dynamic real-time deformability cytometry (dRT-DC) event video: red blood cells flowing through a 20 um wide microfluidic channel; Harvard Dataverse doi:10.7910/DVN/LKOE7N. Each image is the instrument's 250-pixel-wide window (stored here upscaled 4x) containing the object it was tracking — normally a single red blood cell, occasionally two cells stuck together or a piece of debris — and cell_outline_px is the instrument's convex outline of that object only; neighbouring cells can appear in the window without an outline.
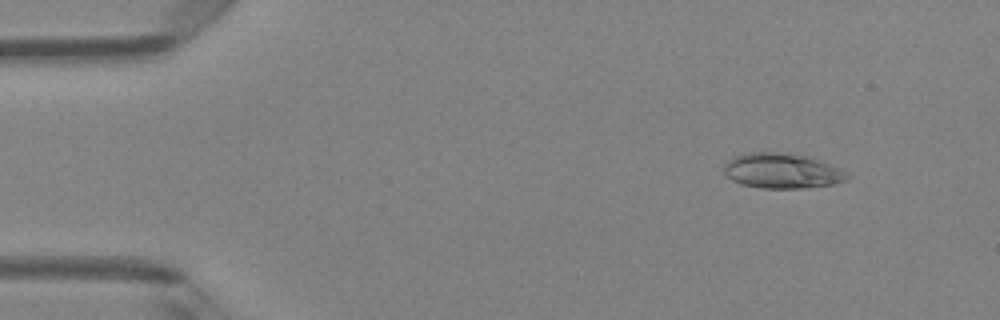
{"species": "Egyptian fruit bat (a non-hibernating species)", "species_latin": "Rousettus aegyptiacus", "temperature_condition": "room temperature", "stored_images_in_passage": 6, "camera_frame_rate_fps": 3000, "um_per_image_px": 0.085, "animal": {"sex": "female"}, "frame": {"image": 1, "passage_image": 2, "time_ms": 1.0, "image_size_px": [1000, 320], "cell_outline_px": [[852, 176], [848, 180], [836, 184], [804, 188], [764, 188], [740, 184], [732, 180], [724, 172], [724, 164], [732, 156], [748, 152], [784, 152], [808, 156], [820, 160], [840, 168]], "centroid_in_image_um": [66.5, 14.51], "position_along_channel_um": 18.5, "area_um2": 25.61}}
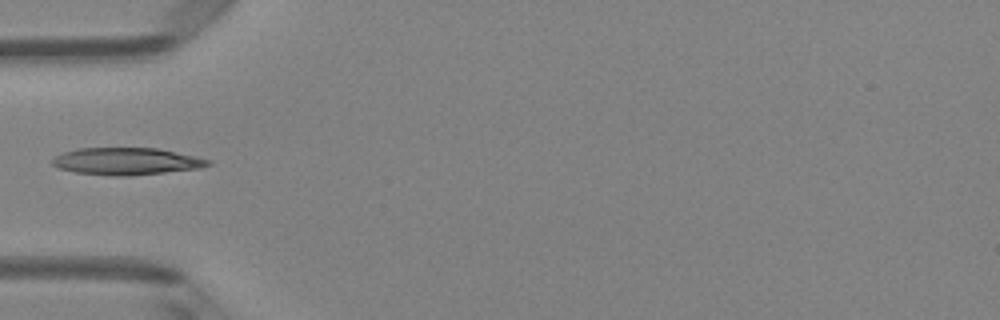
{"frame": {"image": 2, "passage_image": 5, "time_ms": 4.667, "image_size_px": [1000, 320], "cell_outline_px": [[212, 164], [200, 168], [128, 176], [108, 176], [76, 172], [60, 168], [52, 164], [52, 160], [56, 156], [64, 152], [80, 148], [156, 148], [196, 156], [208, 160]], "centroid_in_image_um": [10.75, 13.71], "position_along_channel_um": 74.3, "area_um2": 24.39}}
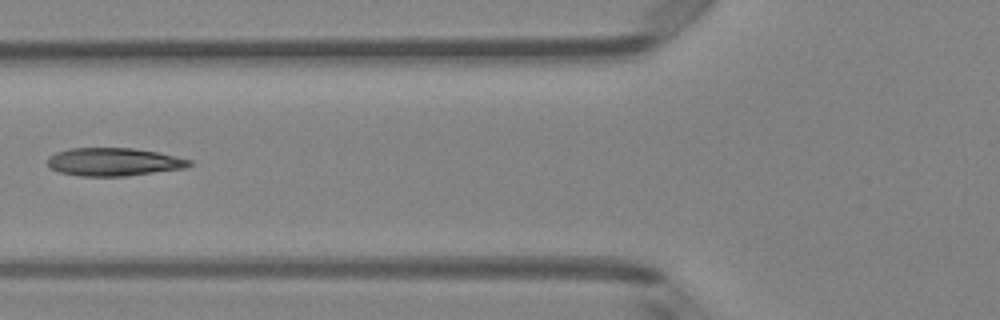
{"frame": {"image": 3, "passage_image": 6, "time_ms": 5.667, "image_size_px": [1000, 320], "cell_outline_px": [[192, 164], [184, 168], [124, 176], [80, 176], [60, 172], [52, 168], [48, 164], [48, 156], [56, 152], [72, 148], [132, 148], [156, 152], [192, 160]], "centroid_in_image_um": [9.65, 13.76], "position_along_channel_um": 116.2, "area_um2": 22.89}}